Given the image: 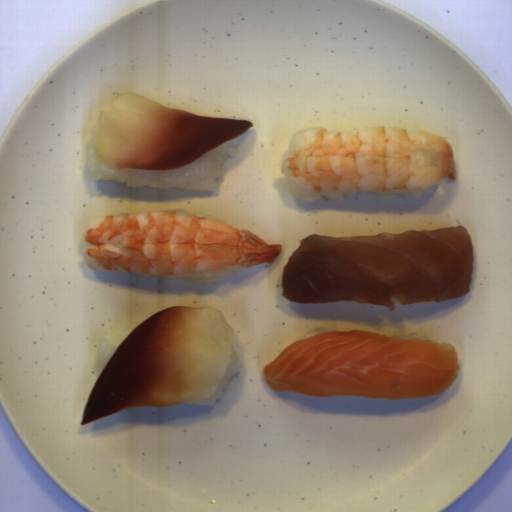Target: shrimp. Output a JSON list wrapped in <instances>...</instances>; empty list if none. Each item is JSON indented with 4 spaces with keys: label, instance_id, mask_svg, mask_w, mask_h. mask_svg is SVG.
I'll use <instances>...</instances> for the list:
<instances>
[{
    "label": "shrimp",
    "instance_id": "shrimp-1",
    "mask_svg": "<svg viewBox=\"0 0 512 512\" xmlns=\"http://www.w3.org/2000/svg\"><path fill=\"white\" fill-rule=\"evenodd\" d=\"M279 172L291 196L347 191L406 192L457 180L454 149L443 136L404 126L294 132Z\"/></svg>",
    "mask_w": 512,
    "mask_h": 512
},
{
    "label": "shrimp",
    "instance_id": "shrimp-2",
    "mask_svg": "<svg viewBox=\"0 0 512 512\" xmlns=\"http://www.w3.org/2000/svg\"><path fill=\"white\" fill-rule=\"evenodd\" d=\"M80 249L88 267L158 276L271 265L280 243L245 229L177 211H132L86 224Z\"/></svg>",
    "mask_w": 512,
    "mask_h": 512
}]
</instances>
